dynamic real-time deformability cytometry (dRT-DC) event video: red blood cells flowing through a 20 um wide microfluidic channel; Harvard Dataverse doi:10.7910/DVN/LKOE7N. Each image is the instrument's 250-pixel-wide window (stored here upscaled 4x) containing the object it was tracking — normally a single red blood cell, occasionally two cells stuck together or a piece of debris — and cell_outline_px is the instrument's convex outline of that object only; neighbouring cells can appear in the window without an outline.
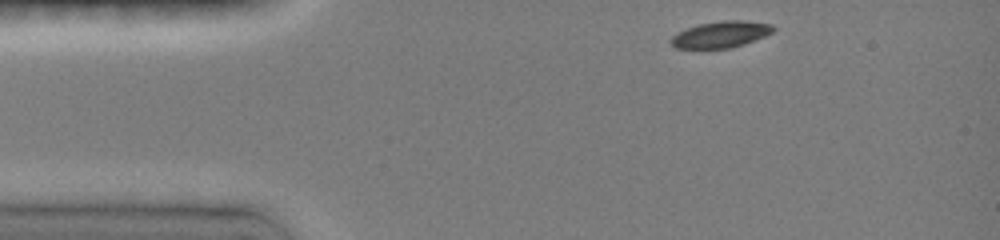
{"species": "common noctule bat (a hibernating species)", "species_latin": "Nyctalus noctula", "temperature_condition": "room temperature", "stored_images_in_passage": 35, "camera_frame_rate_fps": 3000, "um_per_image_px": 0.085, "animal": {"sex": "female", "body_mass_g": 19.0, "forearm_length_mm": 51.5}, "frame": {"image": 1, "passage_image": 1, "time_ms": 0.0, "image_size_px": [1000, 240], "cell_outline_px": [[776, 28], [772, 32], [764, 36], [744, 44], [728, 48], [676, 48], [668, 40], [672, 36], [688, 28], [700, 24], [720, 20], [744, 20], [772, 24]], "centroid_in_image_um": [61.29, 2.92], "position_along_channel_um": 23.7, "area_um2": 15.61}}
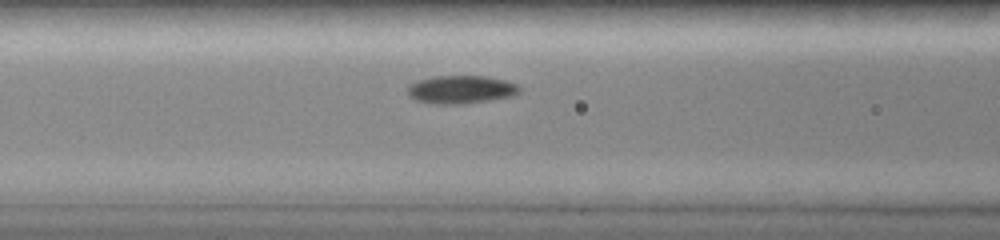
{"frame": {"image": 2, "passage_image": 22, "time_ms": 4.0, "image_size_px": [1000, 240], "cell_outline_px": [[524, 88], [520, 92], [512, 96], [464, 104], [436, 104], [416, 100], [408, 96], [408, 84], [416, 80], [432, 76], [484, 76], [504, 80], [516, 84]], "centroid_in_image_um": [39.17, 7.6], "position_along_channel_um": 127.4, "area_um2": 18.5}}
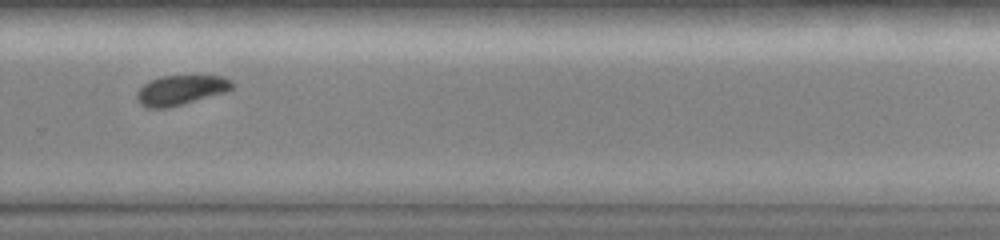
{"frame": {"image": 3, "passage_image": 33, "time_ms": 8.667, "image_size_px": [1000, 240], "cell_outline_px": [[236, 84], [228, 92], [164, 108], [148, 108], [140, 104], [136, 100], [136, 92], [144, 84], [160, 76], [224, 76], [232, 80]], "centroid_in_image_um": [15.39, 7.65], "position_along_channel_um": 314.4, "area_um2": 16.53}}